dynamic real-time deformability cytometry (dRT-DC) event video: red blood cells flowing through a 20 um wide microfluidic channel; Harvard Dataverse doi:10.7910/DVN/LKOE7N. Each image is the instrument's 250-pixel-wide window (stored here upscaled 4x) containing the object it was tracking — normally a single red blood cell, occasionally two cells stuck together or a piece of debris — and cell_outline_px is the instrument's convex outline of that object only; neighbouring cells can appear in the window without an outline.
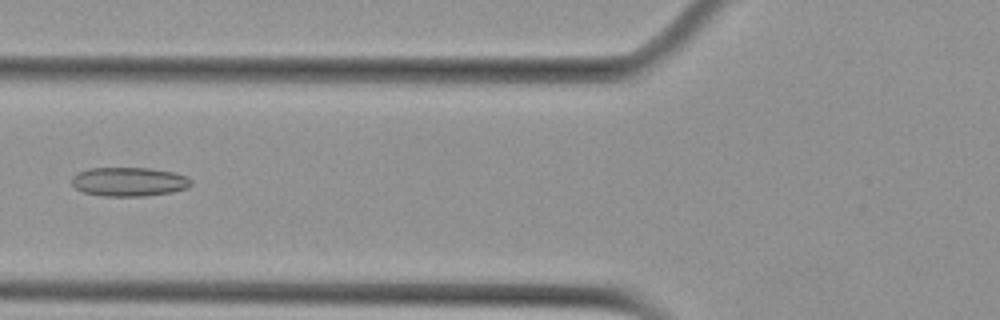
{"species": "Egyptian fruit bat (a non-hibernating species)", "species_latin": "Rousettus aegyptiacus", "temperature_condition": "cold", "stored_images_in_passage": 9, "camera_frame_rate_fps": 3000, "um_per_image_px": 0.085, "animal": {"sex": "female"}, "frame": {"image": 1, "passage_image": 6, "time_ms": 7.0, "image_size_px": [1000, 320], "cell_outline_px": [[192, 184], [188, 188], [172, 192], [144, 196], [100, 196], [84, 192], [76, 188], [72, 184], [72, 176], [88, 168], [152, 168], [172, 172], [188, 176], [192, 180]], "centroid_in_image_um": [11.0, 15.45], "position_along_channel_um": 114.8, "area_um2": 20.29}}
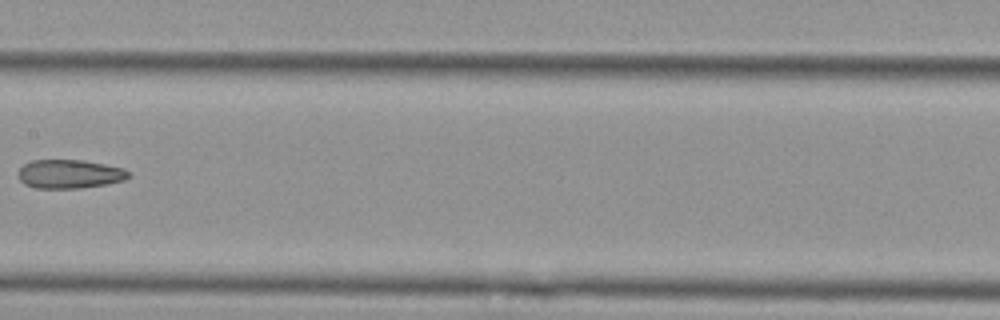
{"frame": {"image": 2, "passage_image": 8, "time_ms": 9.333, "image_size_px": [1000, 320], "cell_outline_px": [[132, 176], [124, 180], [108, 184], [80, 188], [32, 188], [24, 184], [20, 180], [16, 172], [24, 164], [32, 160], [84, 160], [124, 168]], "centroid_in_image_um": [5.9, 14.79], "position_along_channel_um": 201.5, "area_um2": 18.73}}
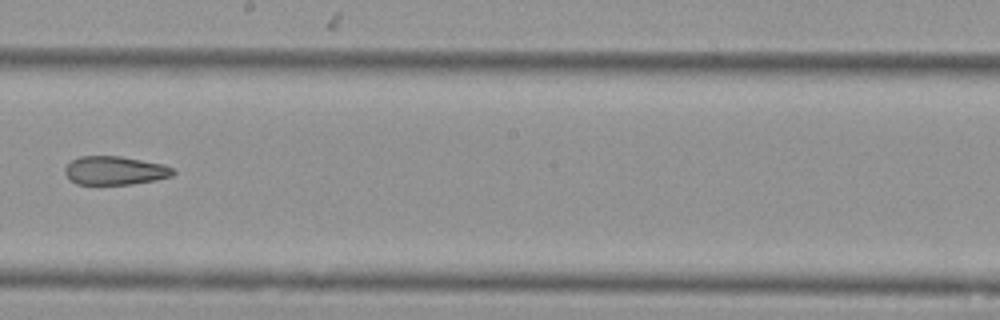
{"frame": {"image": 3, "passage_image": 9, "time_ms": 10.333, "image_size_px": [1000, 320], "cell_outline_px": [[176, 172], [172, 176], [156, 180], [132, 184], [76, 184], [64, 172], [64, 168], [72, 160], [80, 156], [120, 156], [164, 164], [172, 168]], "centroid_in_image_um": [9.79, 14.49], "position_along_channel_um": 238.4, "area_um2": 17.98}}